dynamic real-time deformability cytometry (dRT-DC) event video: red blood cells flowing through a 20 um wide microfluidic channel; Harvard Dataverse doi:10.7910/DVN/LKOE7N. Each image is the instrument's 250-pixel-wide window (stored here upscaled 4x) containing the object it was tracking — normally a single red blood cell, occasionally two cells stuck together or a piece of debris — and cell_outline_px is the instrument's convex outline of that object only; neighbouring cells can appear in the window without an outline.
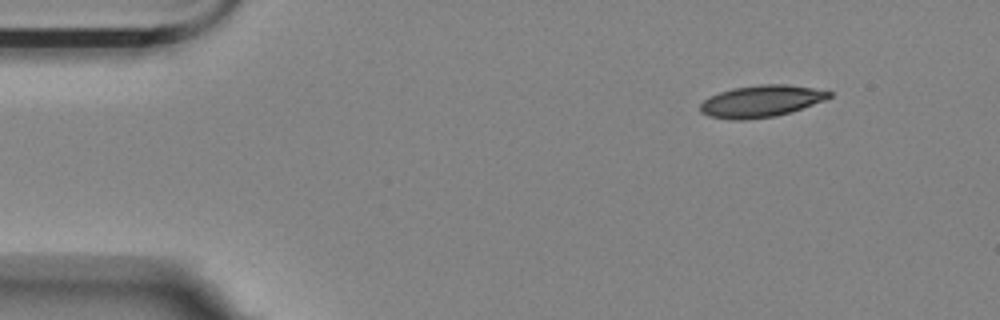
{"species": "Egyptian fruit bat (a non-hibernating species)", "species_latin": "Rousettus aegyptiacus", "temperature_condition": "room temperature", "stored_images_in_passage": 4, "camera_frame_rate_fps": 3000, "um_per_image_px": 0.085, "animal": {"sex": "female"}, "frame": {"image": 1, "passage_image": 1, "time_ms": 0.0, "image_size_px": [1000, 320], "cell_outline_px": [[832, 96], [824, 100], [776, 116], [744, 120], [732, 120], [708, 116], [700, 112], [700, 104], [704, 100], [720, 92], [732, 88], [760, 84], [788, 84], [812, 88], [832, 92]], "centroid_in_image_um": [64.66, 8.6], "position_along_channel_um": 20.3, "area_um2": 23.7}}